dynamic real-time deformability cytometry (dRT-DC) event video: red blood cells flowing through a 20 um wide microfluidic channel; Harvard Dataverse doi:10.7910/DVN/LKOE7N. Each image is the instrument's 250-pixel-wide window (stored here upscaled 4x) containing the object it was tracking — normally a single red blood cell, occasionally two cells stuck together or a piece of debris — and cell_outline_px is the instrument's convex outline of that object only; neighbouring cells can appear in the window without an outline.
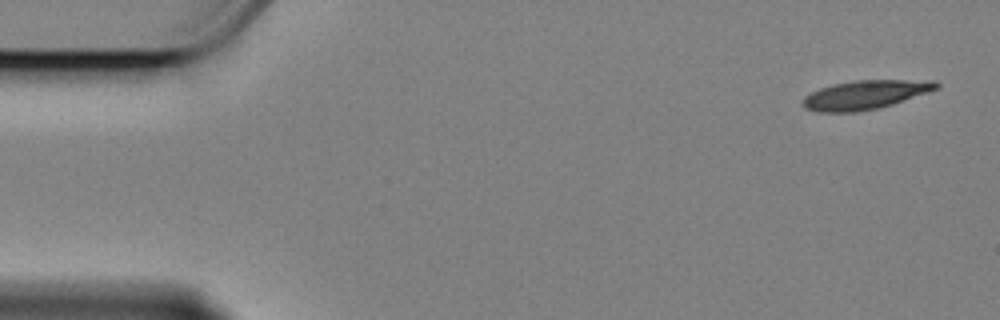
{"species": "Egyptian fruit bat (a non-hibernating species)", "species_latin": "Rousettus aegyptiacus", "temperature_condition": "cold", "stored_images_in_passage": 57, "camera_frame_rate_fps": 3000, "um_per_image_px": 0.085, "animal": {"sex": "female"}, "frame": {"image": 1, "passage_image": 1, "time_ms": 0.0, "image_size_px": [1000, 320], "cell_outline_px": [[940, 88], [892, 104], [876, 108], [856, 112], [816, 112], [804, 108], [800, 104], [800, 100], [804, 96], [820, 88], [832, 84], [852, 80], [936, 80], [940, 84]], "centroid_in_image_um": [73.5, 8.05], "position_along_channel_um": 11.5, "area_um2": 22.72}}
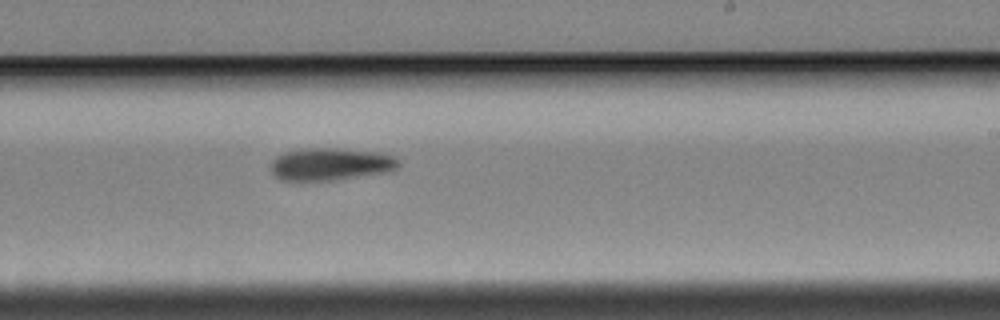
{"frame": {"image": 2, "passage_image": 33, "time_ms": 10.667, "image_size_px": [1000, 320], "cell_outline_px": [[400, 164], [396, 168], [388, 172], [332, 180], [280, 180], [272, 172], [272, 160], [276, 156], [284, 152], [300, 148], [340, 148], [384, 152], [396, 156], [400, 160]], "centroid_in_image_um": [28.15, 13.92], "position_along_channel_um": 260.8, "area_um2": 24.45}}
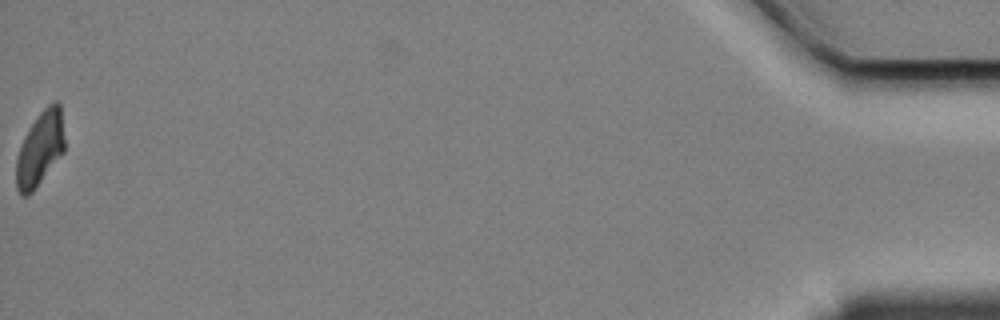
{"frame": {"image": 3, "passage_image": 57, "time_ms": 18.667, "image_size_px": [1000, 320], "cell_outline_px": [[64, 152], [32, 192], [28, 196], [20, 196], [16, 188], [16, 160], [24, 136], [40, 112], [52, 100], [56, 100], [60, 104], [64, 140]], "centroid_in_image_um": [3.4, 12.65], "position_along_channel_um": 431.8, "area_um2": 20.81}, "authors_computed_cell_mechanics": {"area_um2": 23.2356, "velocity_mm_per_s": 3.3779, "shape_relaxation_time_tau1_ms": 4.8349, "shape_relaxation_time_tau2_ms": null, "deformation_change_tau1": 0.1729, "deformation_change_tau2": null}}